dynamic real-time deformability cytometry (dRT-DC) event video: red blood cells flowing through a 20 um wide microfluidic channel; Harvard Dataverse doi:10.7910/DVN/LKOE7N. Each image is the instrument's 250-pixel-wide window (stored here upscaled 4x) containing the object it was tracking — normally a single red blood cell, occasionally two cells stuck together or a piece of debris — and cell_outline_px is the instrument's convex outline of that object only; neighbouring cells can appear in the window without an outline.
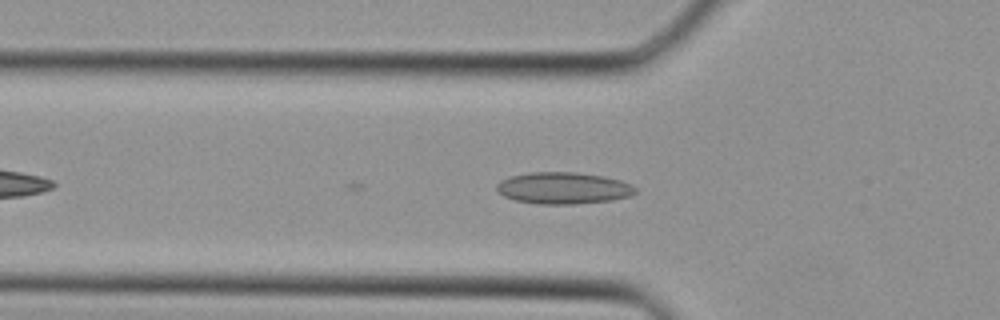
{"species": "Egyptian fruit bat (a non-hibernating species)", "species_latin": "Rousettus aegyptiacus", "temperature_condition": "cold", "stored_images_in_passage": 3, "camera_frame_rate_fps": 3000, "um_per_image_px": 0.085, "animal": {"sex": "female"}, "frame": {"image": 1, "passage_image": 3, "time_ms": 0.667, "image_size_px": [1000, 320], "cell_outline_px": [[636, 192], [628, 196], [612, 200], [576, 204], [540, 204], [516, 200], [504, 196], [496, 192], [496, 184], [500, 180], [508, 176], [532, 172], [576, 172], [604, 176], [620, 180], [632, 184], [636, 188]], "centroid_in_image_um": [47.86, 15.98], "position_along_channel_um": 77.9, "area_um2": 25.78}}